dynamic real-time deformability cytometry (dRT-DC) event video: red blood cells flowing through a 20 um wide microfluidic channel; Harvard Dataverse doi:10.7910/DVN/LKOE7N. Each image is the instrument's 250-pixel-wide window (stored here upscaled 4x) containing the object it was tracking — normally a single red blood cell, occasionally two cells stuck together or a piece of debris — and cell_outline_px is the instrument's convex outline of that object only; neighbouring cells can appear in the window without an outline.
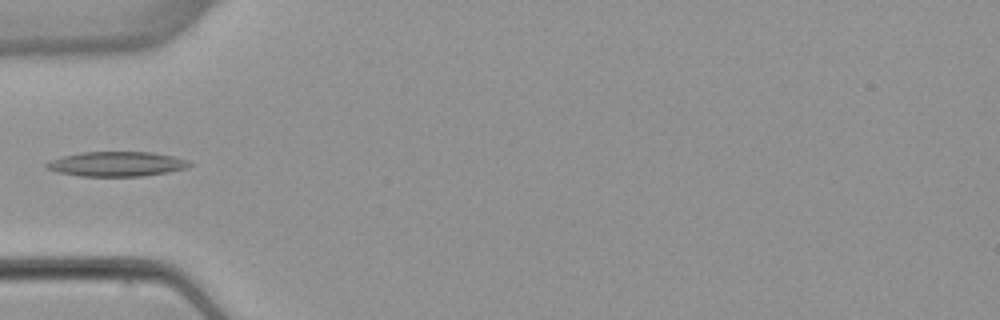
{"species": "common noctule bat (a hibernating species)", "species_latin": "Nyctalus noctula", "temperature_condition": "warm", "stored_images_in_passage": 2, "camera_frame_rate_fps": 3000, "um_per_image_px": 0.085, "animal": {"sex": "female", "body_mass_g": 22.7, "forearm_length_mm": 54.2}, "frame": {"image": 1, "passage_image": 2, "time_ms": 1.0, "image_size_px": [1000, 320], "cell_outline_px": [[196, 164], [188, 168], [168, 172], [144, 176], [80, 176], [56, 172], [44, 168], [44, 164], [52, 160], [64, 156], [80, 152], [152, 152], [172, 156], [188, 160]], "centroid_in_image_um": [9.95, 13.94], "position_along_channel_um": 75.1, "area_um2": 20.81}}